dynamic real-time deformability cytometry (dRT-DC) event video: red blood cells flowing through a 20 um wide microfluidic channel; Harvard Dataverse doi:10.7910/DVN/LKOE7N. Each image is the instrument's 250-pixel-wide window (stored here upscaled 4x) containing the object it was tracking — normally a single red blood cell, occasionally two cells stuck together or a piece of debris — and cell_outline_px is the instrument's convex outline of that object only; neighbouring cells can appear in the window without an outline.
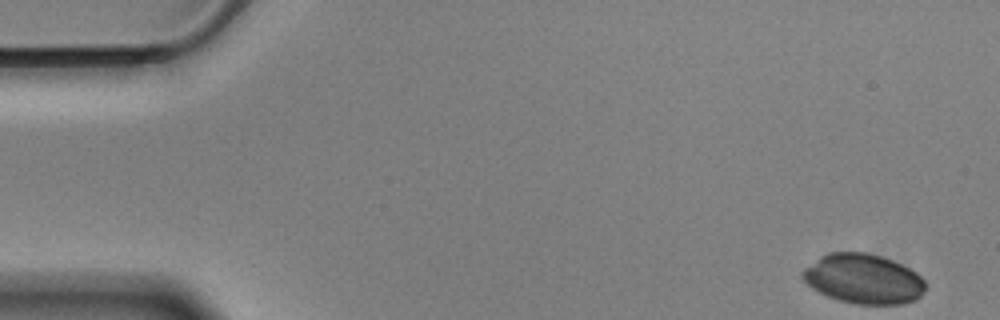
{"species": "Egyptian fruit bat (a non-hibernating species)", "species_latin": "Rousettus aegyptiacus", "temperature_condition": "cold", "stored_images_in_passage": 46, "camera_frame_rate_fps": 3000, "um_per_image_px": 0.085, "animal": {"sex": "male"}, "frame": {"image": 1, "passage_image": 1, "time_ms": 0.0, "image_size_px": [1000, 320], "cell_outline_px": [[924, 292], [916, 300], [904, 304], [856, 304], [840, 300], [828, 296], [812, 288], [804, 280], [800, 272], [804, 268], [820, 256], [828, 252], [868, 252], [892, 260], [916, 272], [924, 280]], "centroid_in_image_um": [73.38, 23.7], "position_along_channel_um": 11.6, "area_um2": 35.55}}
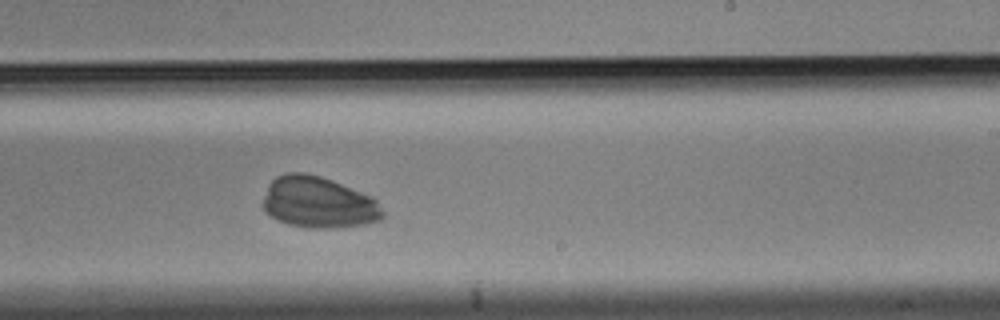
{"frame": {"image": 2, "passage_image": 33, "time_ms": 10.667, "image_size_px": [1000, 320], "cell_outline_px": [[384, 216], [380, 220], [364, 224], [332, 228], [312, 228], [288, 224], [276, 220], [264, 212], [260, 204], [268, 184], [276, 176], [284, 172], [304, 172], [320, 176], [332, 180], [372, 196], [376, 200], [384, 212]], "centroid_in_image_um": [27.01, 17.2], "position_along_channel_um": 262.0, "area_um2": 36.3}}
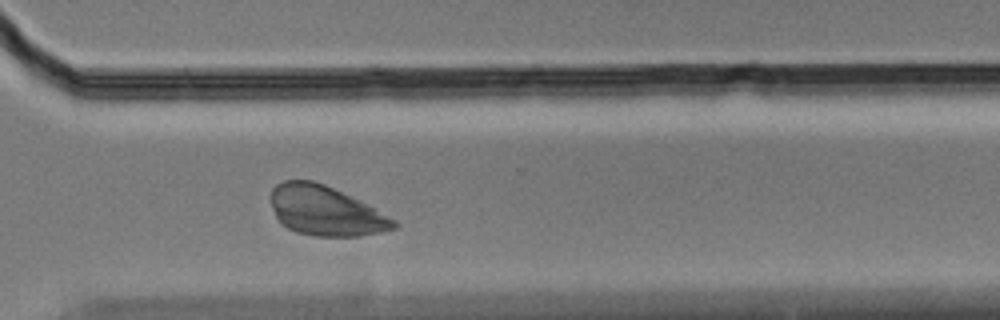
{"frame": {"image": 3, "passage_image": 40, "time_ms": 13.0, "image_size_px": [1000, 320], "cell_outline_px": [[400, 224], [396, 228], [380, 232], [360, 236], [312, 236], [296, 232], [280, 224], [272, 208], [268, 196], [272, 188], [276, 184], [284, 180], [312, 180], [324, 184], [396, 220]], "centroid_in_image_um": [27.59, 17.93], "position_along_channel_um": 343.0, "area_um2": 35.37}}